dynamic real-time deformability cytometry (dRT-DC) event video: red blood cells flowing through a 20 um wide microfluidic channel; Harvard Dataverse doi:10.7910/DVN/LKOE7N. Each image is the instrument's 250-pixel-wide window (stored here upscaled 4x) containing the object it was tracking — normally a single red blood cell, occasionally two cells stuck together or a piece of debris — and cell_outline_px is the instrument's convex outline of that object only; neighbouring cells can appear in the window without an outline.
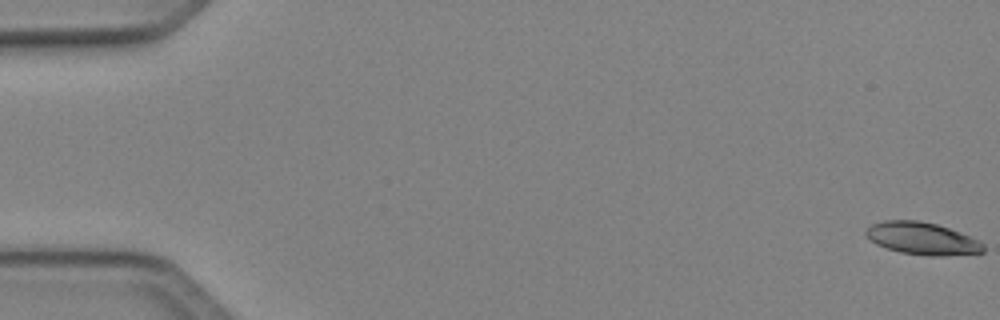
{"species": "Egyptian fruit bat (a non-hibernating species)", "species_latin": "Rousettus aegyptiacus", "temperature_condition": "cold", "stored_images_in_passage": 51, "camera_frame_rate_fps": 3000, "um_per_image_px": 0.085, "animal": {"sex": "female"}, "frame": {"image": 1, "passage_image": 1, "time_ms": 0.0, "image_size_px": [1000, 320], "cell_outline_px": [[984, 252], [944, 256], [928, 256], [900, 252], [876, 244], [864, 232], [872, 224], [884, 220], [920, 220], [936, 224], [960, 232], [984, 244]], "centroid_in_image_um": [78.38, 20.27], "position_along_channel_um": 6.6, "area_um2": 21.91}}
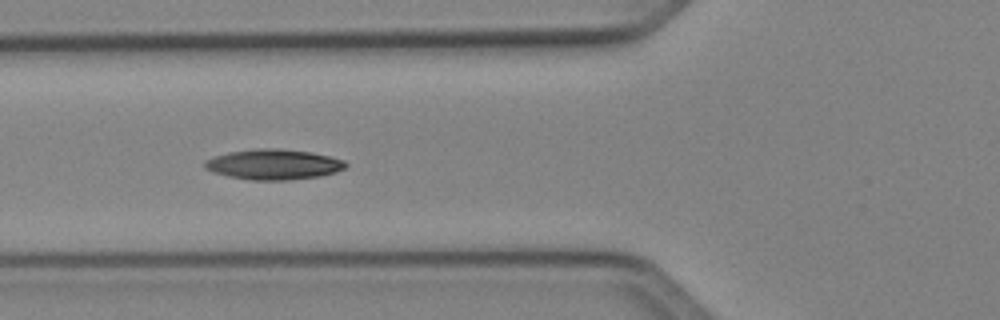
{"frame": {"image": 2, "passage_image": 20, "time_ms": 6.333, "image_size_px": [1000, 320], "cell_outline_px": [[348, 164], [344, 168], [336, 172], [320, 176], [288, 180], [248, 180], [228, 176], [212, 172], [204, 168], [204, 160], [212, 156], [228, 152], [260, 148], [276, 148], [312, 152], [344, 160]], "centroid_in_image_um": [23.21, 13.97], "position_along_channel_um": 102.6, "area_um2": 25.09}}
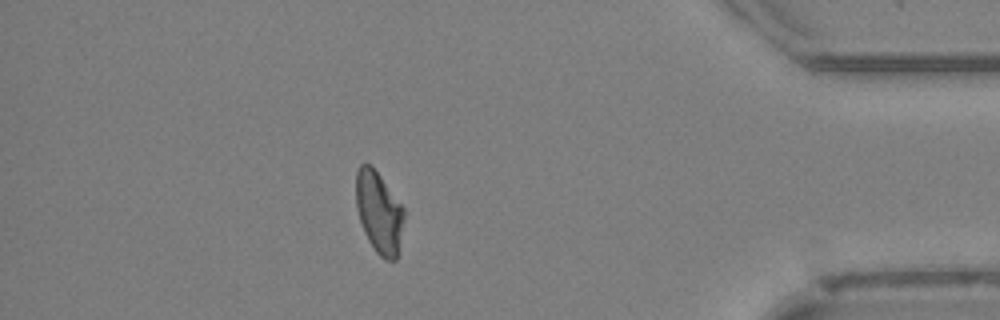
{"frame": {"image": 3, "passage_image": 45, "time_ms": 14.667, "image_size_px": [1000, 320], "cell_outline_px": [[404, 216], [396, 260], [384, 260], [376, 252], [368, 240], [364, 232], [356, 208], [356, 172], [360, 164], [368, 164], [380, 176], [404, 208]], "centroid_in_image_um": [32.2, 18.06], "position_along_channel_um": 403.0, "area_um2": 22.48}, "authors_computed_cell_mechanics": {"area_um2": 22.9466, "velocity_mm_per_s": 4.0862, "shape_relaxation_time_tau1_ms": 6.549, "shape_relaxation_time_tau2_ms": null, "deformation_change_tau1": 0.1683, "deformation_change_tau2": null}}